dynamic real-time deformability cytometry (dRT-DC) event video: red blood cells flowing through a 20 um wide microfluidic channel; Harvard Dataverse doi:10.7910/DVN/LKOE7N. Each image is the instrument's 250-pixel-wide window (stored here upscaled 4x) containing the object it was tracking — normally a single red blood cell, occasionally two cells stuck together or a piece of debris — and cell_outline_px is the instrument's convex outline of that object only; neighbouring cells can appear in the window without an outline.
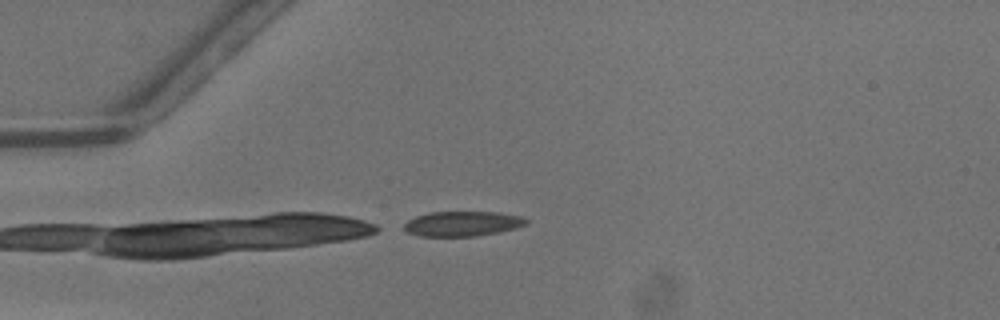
{"species": "common noctule bat (a hibernating species)", "species_latin": "Nyctalus noctula", "temperature_condition": "warm", "stored_images_in_passage": 36, "camera_frame_rate_fps": 3000, "um_per_image_px": 0.085, "animal": {"sex": "male", "body_mass_g": 13.3}, "frame": {"image": 1, "passage_image": 1, "time_ms": 0.0, "image_size_px": [1000, 320], "cell_outline_px": [[528, 224], [516, 228], [500, 232], [476, 236], [420, 236], [408, 232], [404, 228], [404, 224], [408, 220], [416, 216], [428, 212], [500, 212], [524, 216], [528, 220]], "centroid_in_image_um": [39.37, 19.01], "position_along_channel_um": 45.6, "area_um2": 17.92}}
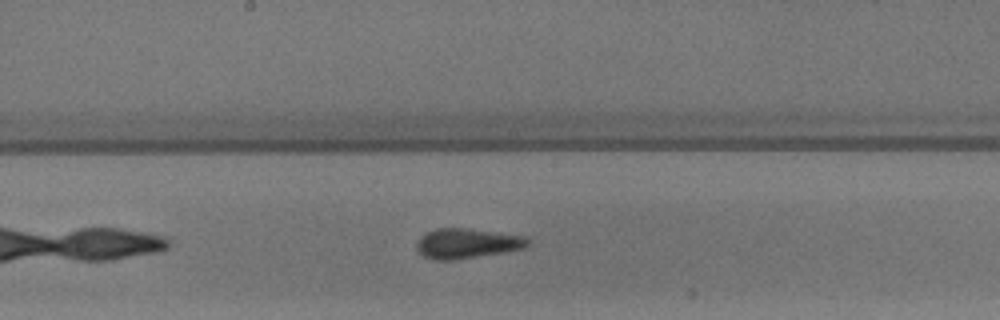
{"frame": {"image": 2, "passage_image": 14, "time_ms": 4.333, "image_size_px": [1000, 320], "cell_outline_px": [[528, 244], [524, 248], [504, 252], [456, 260], [432, 260], [424, 256], [416, 248], [416, 244], [420, 236], [424, 232], [436, 228], [464, 228], [528, 236]], "centroid_in_image_um": [39.66, 20.69], "position_along_channel_um": 208.5, "area_um2": 19.54}}
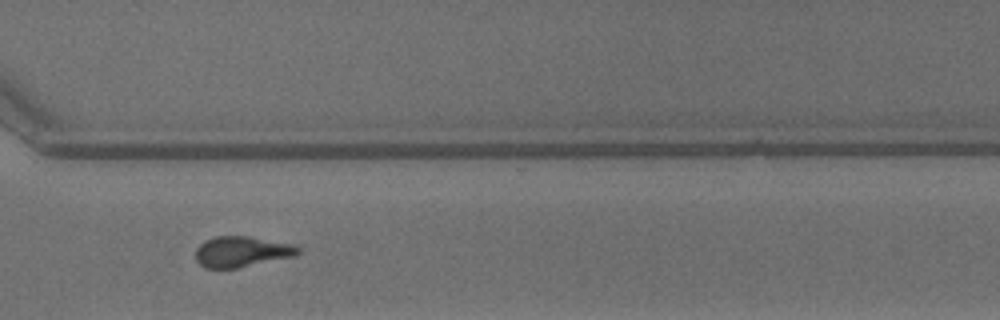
{"frame": {"image": 3, "passage_image": 24, "time_ms": 7.667, "image_size_px": [1000, 320], "cell_outline_px": [[300, 252], [296, 256], [236, 268], [204, 268], [196, 260], [196, 248], [204, 240], [216, 236], [248, 236], [288, 244], [300, 248]], "centroid_in_image_um": [20.5, 21.4], "position_along_channel_um": 350.1, "area_um2": 18.15}, "authors_computed_cell_mechanics": {"area_um2": 18.3226, "velocity_mm_per_s": 4.2644, "shape_relaxation_time_tau1_ms": 3.7102, "shape_relaxation_time_tau2_ms": 1.578, "deformation_change_tau1": 0.1406, "deformation_change_tau2": 0.0718}}